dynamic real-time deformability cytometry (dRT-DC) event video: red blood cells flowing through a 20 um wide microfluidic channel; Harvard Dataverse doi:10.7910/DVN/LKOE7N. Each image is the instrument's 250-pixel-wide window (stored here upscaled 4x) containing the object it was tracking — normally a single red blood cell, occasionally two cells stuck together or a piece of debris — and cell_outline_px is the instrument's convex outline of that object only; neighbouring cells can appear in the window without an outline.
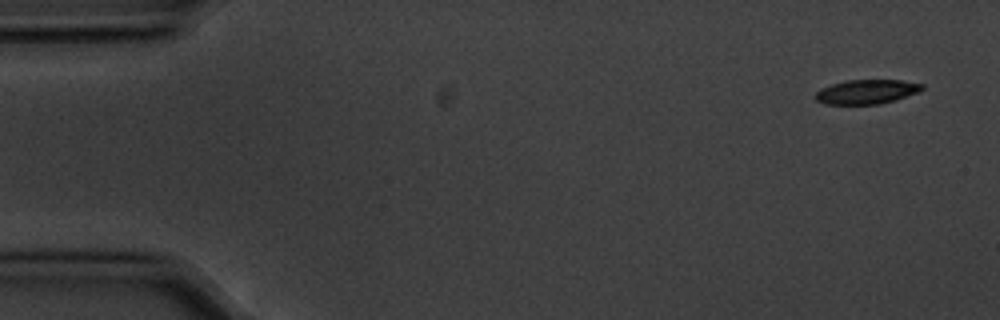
{"species": "common noctule bat (a hibernating species)", "species_latin": "Nyctalus noctula", "temperature_condition": "cold", "stored_images_in_passage": 4, "segment_of_instrument_passage": [2, 2], "camera_frame_rate_fps": 3000, "um_per_image_px": 0.085, "animal": {"sex": "male", "body_mass_g": 20.1, "forearm_length_mm": 53.5}, "frame": {"image": 1, "passage_image": 4, "time_ms": 1.0, "image_size_px": [1000, 320], "cell_outline_px": [[924, 88], [916, 92], [896, 100], [880, 104], [824, 104], [816, 100], [812, 96], [820, 88], [832, 84], [848, 80], [900, 80], [924, 84]], "centroid_in_image_um": [73.62, 7.8], "position_along_channel_um": 11.4, "area_um2": 15.14}}